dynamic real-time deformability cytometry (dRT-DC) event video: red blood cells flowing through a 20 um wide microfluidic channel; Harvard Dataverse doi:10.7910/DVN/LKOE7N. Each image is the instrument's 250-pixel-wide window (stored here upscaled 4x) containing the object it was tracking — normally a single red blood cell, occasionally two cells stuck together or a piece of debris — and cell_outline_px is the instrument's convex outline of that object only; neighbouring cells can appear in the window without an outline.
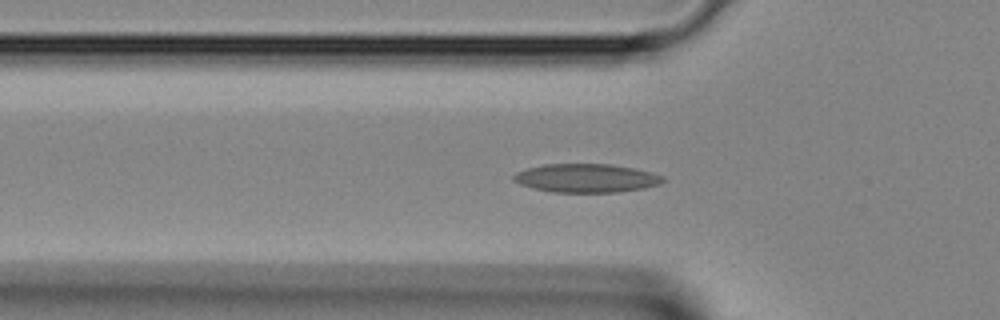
{"species": "Egyptian fruit bat (a non-hibernating species)", "species_latin": "Rousettus aegyptiacus", "temperature_condition": "room temperature", "stored_images_in_passage": 29, "camera_frame_rate_fps": 3000, "um_per_image_px": 0.085, "animal": {"sex": "female"}, "frame": {"image": 1, "passage_image": 2, "time_ms": 0.333, "image_size_px": [1000, 320], "cell_outline_px": [[664, 180], [660, 184], [644, 188], [616, 192], [552, 192], [532, 188], [520, 184], [512, 180], [512, 176], [516, 172], [528, 168], [544, 164], [608, 164], [632, 168], [652, 172], [664, 176]], "centroid_in_image_um": [49.81, 15.14], "position_along_channel_um": 76.0, "area_um2": 24.85}}
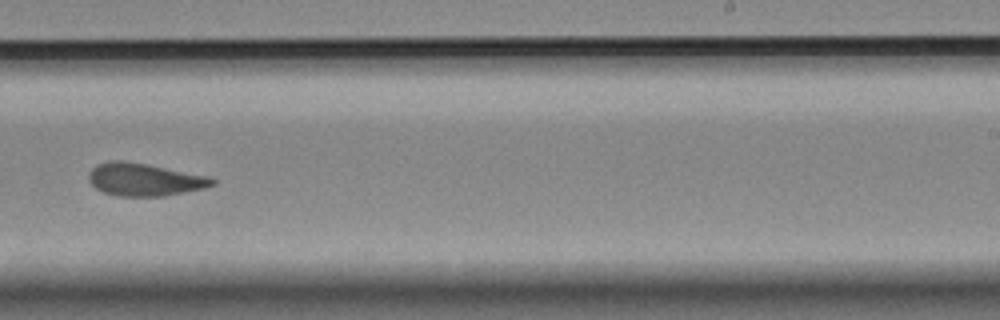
{"frame": {"image": 2, "passage_image": 14, "time_ms": 4.333, "image_size_px": [1000, 320], "cell_outline_px": [[216, 184], [204, 188], [164, 196], [116, 196], [104, 192], [96, 188], [88, 180], [88, 172], [96, 164], [112, 160], [120, 160], [148, 164], [212, 176], [216, 180]], "centroid_in_image_um": [12.3, 15.25], "position_along_channel_um": 276.7, "area_um2": 23.81}}
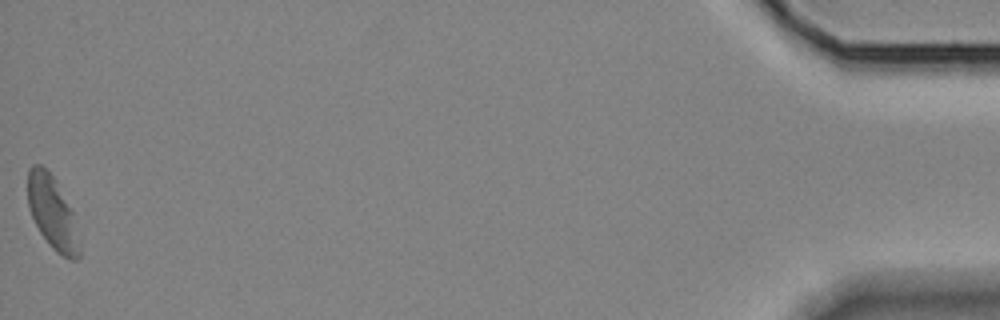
{"frame": {"image": 3, "passage_image": 29, "time_ms": 9.333, "image_size_px": [1000, 320], "cell_outline_px": [[80, 256], [76, 260], [68, 260], [56, 252], [52, 248], [40, 232], [28, 208], [28, 168], [32, 164], [40, 164], [52, 176], [72, 212], [80, 244]], "centroid_in_image_um": [4.44, 18.13], "position_along_channel_um": 430.8, "area_um2": 21.56}}